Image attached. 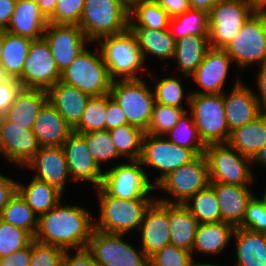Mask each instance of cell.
<instances>
[{
  "instance_id": "6da1fadb",
  "label": "cell",
  "mask_w": 266,
  "mask_h": 266,
  "mask_svg": "<svg viewBox=\"0 0 266 266\" xmlns=\"http://www.w3.org/2000/svg\"><path fill=\"white\" fill-rule=\"evenodd\" d=\"M91 216L85 208L70 204L63 206L60 201L47 213L38 217L34 239L64 250L86 249L95 229Z\"/></svg>"
},
{
  "instance_id": "7a4b0ae2",
  "label": "cell",
  "mask_w": 266,
  "mask_h": 266,
  "mask_svg": "<svg viewBox=\"0 0 266 266\" xmlns=\"http://www.w3.org/2000/svg\"><path fill=\"white\" fill-rule=\"evenodd\" d=\"M100 206L99 220L94 228L109 234H126L139 230L144 213L155 199H118L102 187L97 188Z\"/></svg>"
},
{
  "instance_id": "3957f363",
  "label": "cell",
  "mask_w": 266,
  "mask_h": 266,
  "mask_svg": "<svg viewBox=\"0 0 266 266\" xmlns=\"http://www.w3.org/2000/svg\"><path fill=\"white\" fill-rule=\"evenodd\" d=\"M78 26L91 43L129 29V7L123 0H85Z\"/></svg>"
},
{
  "instance_id": "277c9868",
  "label": "cell",
  "mask_w": 266,
  "mask_h": 266,
  "mask_svg": "<svg viewBox=\"0 0 266 266\" xmlns=\"http://www.w3.org/2000/svg\"><path fill=\"white\" fill-rule=\"evenodd\" d=\"M103 40V41H102ZM99 49L113 80L141 78L145 61L138 47L135 35L128 29L117 35H108L97 40Z\"/></svg>"
},
{
  "instance_id": "5b68a950",
  "label": "cell",
  "mask_w": 266,
  "mask_h": 266,
  "mask_svg": "<svg viewBox=\"0 0 266 266\" xmlns=\"http://www.w3.org/2000/svg\"><path fill=\"white\" fill-rule=\"evenodd\" d=\"M186 101L203 143H228L231 133L226 122L223 93L189 94Z\"/></svg>"
},
{
  "instance_id": "8992f818",
  "label": "cell",
  "mask_w": 266,
  "mask_h": 266,
  "mask_svg": "<svg viewBox=\"0 0 266 266\" xmlns=\"http://www.w3.org/2000/svg\"><path fill=\"white\" fill-rule=\"evenodd\" d=\"M96 50L92 53L85 48L72 64L61 72L60 81L78 88L91 97L110 93L113 79L104 63L100 49Z\"/></svg>"
},
{
  "instance_id": "52a82bcc",
  "label": "cell",
  "mask_w": 266,
  "mask_h": 266,
  "mask_svg": "<svg viewBox=\"0 0 266 266\" xmlns=\"http://www.w3.org/2000/svg\"><path fill=\"white\" fill-rule=\"evenodd\" d=\"M204 155L210 182L241 186H249L253 182L251 159L228 143L206 145Z\"/></svg>"
},
{
  "instance_id": "ba28073f",
  "label": "cell",
  "mask_w": 266,
  "mask_h": 266,
  "mask_svg": "<svg viewBox=\"0 0 266 266\" xmlns=\"http://www.w3.org/2000/svg\"><path fill=\"white\" fill-rule=\"evenodd\" d=\"M238 67L266 62V10H256L240 32L223 48Z\"/></svg>"
},
{
  "instance_id": "9c48e42d",
  "label": "cell",
  "mask_w": 266,
  "mask_h": 266,
  "mask_svg": "<svg viewBox=\"0 0 266 266\" xmlns=\"http://www.w3.org/2000/svg\"><path fill=\"white\" fill-rule=\"evenodd\" d=\"M110 95L126 114L128 124L146 131L155 105L149 85L142 78L113 80Z\"/></svg>"
},
{
  "instance_id": "30bf717a",
  "label": "cell",
  "mask_w": 266,
  "mask_h": 266,
  "mask_svg": "<svg viewBox=\"0 0 266 266\" xmlns=\"http://www.w3.org/2000/svg\"><path fill=\"white\" fill-rule=\"evenodd\" d=\"M256 10L247 0L217 2L209 12V47H226Z\"/></svg>"
},
{
  "instance_id": "8fae6325",
  "label": "cell",
  "mask_w": 266,
  "mask_h": 266,
  "mask_svg": "<svg viewBox=\"0 0 266 266\" xmlns=\"http://www.w3.org/2000/svg\"><path fill=\"white\" fill-rule=\"evenodd\" d=\"M101 187L118 199H156L148 195L155 189L139 160L117 164L104 172Z\"/></svg>"
},
{
  "instance_id": "7c38bea8",
  "label": "cell",
  "mask_w": 266,
  "mask_h": 266,
  "mask_svg": "<svg viewBox=\"0 0 266 266\" xmlns=\"http://www.w3.org/2000/svg\"><path fill=\"white\" fill-rule=\"evenodd\" d=\"M208 164L204 154L170 172L156 186L175 199H156L163 203L185 204L193 195L209 185ZM169 199V200H168Z\"/></svg>"
},
{
  "instance_id": "4fadbf2b",
  "label": "cell",
  "mask_w": 266,
  "mask_h": 266,
  "mask_svg": "<svg viewBox=\"0 0 266 266\" xmlns=\"http://www.w3.org/2000/svg\"><path fill=\"white\" fill-rule=\"evenodd\" d=\"M123 236L94 229L86 249L99 266H149L144 251L122 240Z\"/></svg>"
},
{
  "instance_id": "5bb4252c",
  "label": "cell",
  "mask_w": 266,
  "mask_h": 266,
  "mask_svg": "<svg viewBox=\"0 0 266 266\" xmlns=\"http://www.w3.org/2000/svg\"><path fill=\"white\" fill-rule=\"evenodd\" d=\"M197 155L190 149L175 145L164 136L144 134L140 162L142 166L153 167L161 174L155 178L156 186L170 172L194 160Z\"/></svg>"
},
{
  "instance_id": "9a60e30c",
  "label": "cell",
  "mask_w": 266,
  "mask_h": 266,
  "mask_svg": "<svg viewBox=\"0 0 266 266\" xmlns=\"http://www.w3.org/2000/svg\"><path fill=\"white\" fill-rule=\"evenodd\" d=\"M61 78L50 46L44 37L31 41L21 77L22 88L48 91Z\"/></svg>"
},
{
  "instance_id": "2e32d148",
  "label": "cell",
  "mask_w": 266,
  "mask_h": 266,
  "mask_svg": "<svg viewBox=\"0 0 266 266\" xmlns=\"http://www.w3.org/2000/svg\"><path fill=\"white\" fill-rule=\"evenodd\" d=\"M43 37L60 72L69 67L91 42L78 25L48 23Z\"/></svg>"
},
{
  "instance_id": "e0dca14e",
  "label": "cell",
  "mask_w": 266,
  "mask_h": 266,
  "mask_svg": "<svg viewBox=\"0 0 266 266\" xmlns=\"http://www.w3.org/2000/svg\"><path fill=\"white\" fill-rule=\"evenodd\" d=\"M33 130L23 129L21 126L0 117V153L9 162L25 167L39 151Z\"/></svg>"
},
{
  "instance_id": "ac0fdd59",
  "label": "cell",
  "mask_w": 266,
  "mask_h": 266,
  "mask_svg": "<svg viewBox=\"0 0 266 266\" xmlns=\"http://www.w3.org/2000/svg\"><path fill=\"white\" fill-rule=\"evenodd\" d=\"M68 164L70 179L73 181H88L100 188L104 172L89 152L85 139L73 132L62 144Z\"/></svg>"
},
{
  "instance_id": "d6986e66",
  "label": "cell",
  "mask_w": 266,
  "mask_h": 266,
  "mask_svg": "<svg viewBox=\"0 0 266 266\" xmlns=\"http://www.w3.org/2000/svg\"><path fill=\"white\" fill-rule=\"evenodd\" d=\"M140 231L141 248L148 258L170 244L169 203L155 199L144 213Z\"/></svg>"
},
{
  "instance_id": "ffe728a7",
  "label": "cell",
  "mask_w": 266,
  "mask_h": 266,
  "mask_svg": "<svg viewBox=\"0 0 266 266\" xmlns=\"http://www.w3.org/2000/svg\"><path fill=\"white\" fill-rule=\"evenodd\" d=\"M232 59L222 48L209 47L202 63L191 75L202 89L190 94H222Z\"/></svg>"
},
{
  "instance_id": "44dd1931",
  "label": "cell",
  "mask_w": 266,
  "mask_h": 266,
  "mask_svg": "<svg viewBox=\"0 0 266 266\" xmlns=\"http://www.w3.org/2000/svg\"><path fill=\"white\" fill-rule=\"evenodd\" d=\"M236 80L231 92L228 95L223 93L226 122L230 133L254 120L264 111L260 107L256 93L239 78Z\"/></svg>"
},
{
  "instance_id": "7402d4cb",
  "label": "cell",
  "mask_w": 266,
  "mask_h": 266,
  "mask_svg": "<svg viewBox=\"0 0 266 266\" xmlns=\"http://www.w3.org/2000/svg\"><path fill=\"white\" fill-rule=\"evenodd\" d=\"M28 167L36 170L34 178L56 187L61 192H64L67 180L71 181L62 146L40 147L25 166Z\"/></svg>"
},
{
  "instance_id": "603a6c76",
  "label": "cell",
  "mask_w": 266,
  "mask_h": 266,
  "mask_svg": "<svg viewBox=\"0 0 266 266\" xmlns=\"http://www.w3.org/2000/svg\"><path fill=\"white\" fill-rule=\"evenodd\" d=\"M214 190L219 209L221 221L238 227L244 218L248 202L255 195L250 186L230 185L209 182Z\"/></svg>"
},
{
  "instance_id": "cb8c5ba5",
  "label": "cell",
  "mask_w": 266,
  "mask_h": 266,
  "mask_svg": "<svg viewBox=\"0 0 266 266\" xmlns=\"http://www.w3.org/2000/svg\"><path fill=\"white\" fill-rule=\"evenodd\" d=\"M48 101L73 129L80 122L90 95L78 88L58 81L48 91Z\"/></svg>"
},
{
  "instance_id": "d4e9b609",
  "label": "cell",
  "mask_w": 266,
  "mask_h": 266,
  "mask_svg": "<svg viewBox=\"0 0 266 266\" xmlns=\"http://www.w3.org/2000/svg\"><path fill=\"white\" fill-rule=\"evenodd\" d=\"M33 133L40 147L62 146L73 133V128L65 122L54 106L47 101L36 118Z\"/></svg>"
},
{
  "instance_id": "484cf974",
  "label": "cell",
  "mask_w": 266,
  "mask_h": 266,
  "mask_svg": "<svg viewBox=\"0 0 266 266\" xmlns=\"http://www.w3.org/2000/svg\"><path fill=\"white\" fill-rule=\"evenodd\" d=\"M47 24L48 19L34 0H17L6 31L35 40L43 37Z\"/></svg>"
},
{
  "instance_id": "4316f807",
  "label": "cell",
  "mask_w": 266,
  "mask_h": 266,
  "mask_svg": "<svg viewBox=\"0 0 266 266\" xmlns=\"http://www.w3.org/2000/svg\"><path fill=\"white\" fill-rule=\"evenodd\" d=\"M47 101V91L22 88L4 117L23 129L33 130L36 118Z\"/></svg>"
},
{
  "instance_id": "83f0119b",
  "label": "cell",
  "mask_w": 266,
  "mask_h": 266,
  "mask_svg": "<svg viewBox=\"0 0 266 266\" xmlns=\"http://www.w3.org/2000/svg\"><path fill=\"white\" fill-rule=\"evenodd\" d=\"M235 266H266V234L235 227Z\"/></svg>"
},
{
  "instance_id": "f1b7e54d",
  "label": "cell",
  "mask_w": 266,
  "mask_h": 266,
  "mask_svg": "<svg viewBox=\"0 0 266 266\" xmlns=\"http://www.w3.org/2000/svg\"><path fill=\"white\" fill-rule=\"evenodd\" d=\"M266 142V111L231 132L228 144L250 159Z\"/></svg>"
},
{
  "instance_id": "f546056e",
  "label": "cell",
  "mask_w": 266,
  "mask_h": 266,
  "mask_svg": "<svg viewBox=\"0 0 266 266\" xmlns=\"http://www.w3.org/2000/svg\"><path fill=\"white\" fill-rule=\"evenodd\" d=\"M234 230L233 225L222 221L199 224L192 247V255L199 252L218 255L219 252L225 250L224 248L229 244L230 239H233Z\"/></svg>"
},
{
  "instance_id": "4dcf8cb0",
  "label": "cell",
  "mask_w": 266,
  "mask_h": 266,
  "mask_svg": "<svg viewBox=\"0 0 266 266\" xmlns=\"http://www.w3.org/2000/svg\"><path fill=\"white\" fill-rule=\"evenodd\" d=\"M170 244L192 253L198 221L184 204L169 203Z\"/></svg>"
},
{
  "instance_id": "1f68e13d",
  "label": "cell",
  "mask_w": 266,
  "mask_h": 266,
  "mask_svg": "<svg viewBox=\"0 0 266 266\" xmlns=\"http://www.w3.org/2000/svg\"><path fill=\"white\" fill-rule=\"evenodd\" d=\"M31 39L3 31V52L1 58V77L19 79Z\"/></svg>"
},
{
  "instance_id": "d6a6232c",
  "label": "cell",
  "mask_w": 266,
  "mask_h": 266,
  "mask_svg": "<svg viewBox=\"0 0 266 266\" xmlns=\"http://www.w3.org/2000/svg\"><path fill=\"white\" fill-rule=\"evenodd\" d=\"M129 29L137 39L144 61L147 59L146 54L162 58L163 61L173 59L176 41L169 29L152 30L147 27H129Z\"/></svg>"
},
{
  "instance_id": "836d02e7",
  "label": "cell",
  "mask_w": 266,
  "mask_h": 266,
  "mask_svg": "<svg viewBox=\"0 0 266 266\" xmlns=\"http://www.w3.org/2000/svg\"><path fill=\"white\" fill-rule=\"evenodd\" d=\"M208 48V36L189 35L176 40L173 59L176 61L178 70L186 78H191V75L202 63Z\"/></svg>"
},
{
  "instance_id": "e575fe53",
  "label": "cell",
  "mask_w": 266,
  "mask_h": 266,
  "mask_svg": "<svg viewBox=\"0 0 266 266\" xmlns=\"http://www.w3.org/2000/svg\"><path fill=\"white\" fill-rule=\"evenodd\" d=\"M18 193L37 217L47 213L62 200L61 191L34 177L27 186L18 182Z\"/></svg>"
},
{
  "instance_id": "d590c367",
  "label": "cell",
  "mask_w": 266,
  "mask_h": 266,
  "mask_svg": "<svg viewBox=\"0 0 266 266\" xmlns=\"http://www.w3.org/2000/svg\"><path fill=\"white\" fill-rule=\"evenodd\" d=\"M169 20L170 16L154 0H141L129 7V27L166 30Z\"/></svg>"
},
{
  "instance_id": "8d00e7d4",
  "label": "cell",
  "mask_w": 266,
  "mask_h": 266,
  "mask_svg": "<svg viewBox=\"0 0 266 266\" xmlns=\"http://www.w3.org/2000/svg\"><path fill=\"white\" fill-rule=\"evenodd\" d=\"M168 29L175 41L189 35L208 36L209 13L204 10L189 9L170 17Z\"/></svg>"
},
{
  "instance_id": "74e56055",
  "label": "cell",
  "mask_w": 266,
  "mask_h": 266,
  "mask_svg": "<svg viewBox=\"0 0 266 266\" xmlns=\"http://www.w3.org/2000/svg\"><path fill=\"white\" fill-rule=\"evenodd\" d=\"M0 218L27 231L34 238L38 227V217L18 192L3 208Z\"/></svg>"
},
{
  "instance_id": "f35d334b",
  "label": "cell",
  "mask_w": 266,
  "mask_h": 266,
  "mask_svg": "<svg viewBox=\"0 0 266 266\" xmlns=\"http://www.w3.org/2000/svg\"><path fill=\"white\" fill-rule=\"evenodd\" d=\"M121 158L140 160L145 131L134 125H122L109 131Z\"/></svg>"
},
{
  "instance_id": "ab89813d",
  "label": "cell",
  "mask_w": 266,
  "mask_h": 266,
  "mask_svg": "<svg viewBox=\"0 0 266 266\" xmlns=\"http://www.w3.org/2000/svg\"><path fill=\"white\" fill-rule=\"evenodd\" d=\"M189 113L186 111L177 124L164 137L177 146L192 150L197 156L202 155L206 145L199 137L192 115H187Z\"/></svg>"
},
{
  "instance_id": "60d3db41",
  "label": "cell",
  "mask_w": 266,
  "mask_h": 266,
  "mask_svg": "<svg viewBox=\"0 0 266 266\" xmlns=\"http://www.w3.org/2000/svg\"><path fill=\"white\" fill-rule=\"evenodd\" d=\"M184 205L199 224L221 222L219 204L214 190L209 185L193 195Z\"/></svg>"
},
{
  "instance_id": "b9f144b4",
  "label": "cell",
  "mask_w": 266,
  "mask_h": 266,
  "mask_svg": "<svg viewBox=\"0 0 266 266\" xmlns=\"http://www.w3.org/2000/svg\"><path fill=\"white\" fill-rule=\"evenodd\" d=\"M107 94L92 96L88 100L82 118L73 132L81 134L106 130Z\"/></svg>"
},
{
  "instance_id": "7bdbcfd3",
  "label": "cell",
  "mask_w": 266,
  "mask_h": 266,
  "mask_svg": "<svg viewBox=\"0 0 266 266\" xmlns=\"http://www.w3.org/2000/svg\"><path fill=\"white\" fill-rule=\"evenodd\" d=\"M86 141L90 154L100 164L120 158L109 130H99L80 134Z\"/></svg>"
},
{
  "instance_id": "ee69618b",
  "label": "cell",
  "mask_w": 266,
  "mask_h": 266,
  "mask_svg": "<svg viewBox=\"0 0 266 266\" xmlns=\"http://www.w3.org/2000/svg\"><path fill=\"white\" fill-rule=\"evenodd\" d=\"M186 112L184 108L171 107L155 103L152 117L145 133L165 136Z\"/></svg>"
},
{
  "instance_id": "f6af8a7d",
  "label": "cell",
  "mask_w": 266,
  "mask_h": 266,
  "mask_svg": "<svg viewBox=\"0 0 266 266\" xmlns=\"http://www.w3.org/2000/svg\"><path fill=\"white\" fill-rule=\"evenodd\" d=\"M34 238L0 218V257L7 256L28 246Z\"/></svg>"
},
{
  "instance_id": "bcb514c9",
  "label": "cell",
  "mask_w": 266,
  "mask_h": 266,
  "mask_svg": "<svg viewBox=\"0 0 266 266\" xmlns=\"http://www.w3.org/2000/svg\"><path fill=\"white\" fill-rule=\"evenodd\" d=\"M155 103L171 107L183 108L184 89L180 79L177 77H165L157 83L153 82Z\"/></svg>"
},
{
  "instance_id": "7dc6e473",
  "label": "cell",
  "mask_w": 266,
  "mask_h": 266,
  "mask_svg": "<svg viewBox=\"0 0 266 266\" xmlns=\"http://www.w3.org/2000/svg\"><path fill=\"white\" fill-rule=\"evenodd\" d=\"M65 250L33 239L31 242L30 266H60Z\"/></svg>"
},
{
  "instance_id": "c3c4849f",
  "label": "cell",
  "mask_w": 266,
  "mask_h": 266,
  "mask_svg": "<svg viewBox=\"0 0 266 266\" xmlns=\"http://www.w3.org/2000/svg\"><path fill=\"white\" fill-rule=\"evenodd\" d=\"M192 256L191 252L168 244L149 258V266H191Z\"/></svg>"
},
{
  "instance_id": "681fc988",
  "label": "cell",
  "mask_w": 266,
  "mask_h": 266,
  "mask_svg": "<svg viewBox=\"0 0 266 266\" xmlns=\"http://www.w3.org/2000/svg\"><path fill=\"white\" fill-rule=\"evenodd\" d=\"M85 0H58L54 13L48 23L78 25L84 8Z\"/></svg>"
},
{
  "instance_id": "f907efd6",
  "label": "cell",
  "mask_w": 266,
  "mask_h": 266,
  "mask_svg": "<svg viewBox=\"0 0 266 266\" xmlns=\"http://www.w3.org/2000/svg\"><path fill=\"white\" fill-rule=\"evenodd\" d=\"M256 233L266 234V206L253 196L248 202L242 223L238 226Z\"/></svg>"
},
{
  "instance_id": "816d5d0a",
  "label": "cell",
  "mask_w": 266,
  "mask_h": 266,
  "mask_svg": "<svg viewBox=\"0 0 266 266\" xmlns=\"http://www.w3.org/2000/svg\"><path fill=\"white\" fill-rule=\"evenodd\" d=\"M21 89L17 79L0 77V117L4 116Z\"/></svg>"
},
{
  "instance_id": "f5cc1de1",
  "label": "cell",
  "mask_w": 266,
  "mask_h": 266,
  "mask_svg": "<svg viewBox=\"0 0 266 266\" xmlns=\"http://www.w3.org/2000/svg\"><path fill=\"white\" fill-rule=\"evenodd\" d=\"M128 119L120 105L107 94L106 130H112L122 125H127Z\"/></svg>"
},
{
  "instance_id": "db71d44e",
  "label": "cell",
  "mask_w": 266,
  "mask_h": 266,
  "mask_svg": "<svg viewBox=\"0 0 266 266\" xmlns=\"http://www.w3.org/2000/svg\"><path fill=\"white\" fill-rule=\"evenodd\" d=\"M75 252L72 256L69 250H65L60 266H99L87 249L75 250Z\"/></svg>"
},
{
  "instance_id": "11a10c76",
  "label": "cell",
  "mask_w": 266,
  "mask_h": 266,
  "mask_svg": "<svg viewBox=\"0 0 266 266\" xmlns=\"http://www.w3.org/2000/svg\"><path fill=\"white\" fill-rule=\"evenodd\" d=\"M31 243L14 253L0 257V266H30Z\"/></svg>"
},
{
  "instance_id": "9f6ffc18",
  "label": "cell",
  "mask_w": 266,
  "mask_h": 266,
  "mask_svg": "<svg viewBox=\"0 0 266 266\" xmlns=\"http://www.w3.org/2000/svg\"><path fill=\"white\" fill-rule=\"evenodd\" d=\"M18 192V182L0 173V215L3 208Z\"/></svg>"
},
{
  "instance_id": "6f0895ef",
  "label": "cell",
  "mask_w": 266,
  "mask_h": 266,
  "mask_svg": "<svg viewBox=\"0 0 266 266\" xmlns=\"http://www.w3.org/2000/svg\"><path fill=\"white\" fill-rule=\"evenodd\" d=\"M170 17L191 9L189 0H154Z\"/></svg>"
},
{
  "instance_id": "680465c9",
  "label": "cell",
  "mask_w": 266,
  "mask_h": 266,
  "mask_svg": "<svg viewBox=\"0 0 266 266\" xmlns=\"http://www.w3.org/2000/svg\"><path fill=\"white\" fill-rule=\"evenodd\" d=\"M16 2L17 0H0V31H6L15 11Z\"/></svg>"
},
{
  "instance_id": "91938a15",
  "label": "cell",
  "mask_w": 266,
  "mask_h": 266,
  "mask_svg": "<svg viewBox=\"0 0 266 266\" xmlns=\"http://www.w3.org/2000/svg\"><path fill=\"white\" fill-rule=\"evenodd\" d=\"M260 71L257 75V87L260 94V96H258V94H256V98L259 101L260 107L266 111V62L263 65H260Z\"/></svg>"
},
{
  "instance_id": "94428289",
  "label": "cell",
  "mask_w": 266,
  "mask_h": 266,
  "mask_svg": "<svg viewBox=\"0 0 266 266\" xmlns=\"http://www.w3.org/2000/svg\"><path fill=\"white\" fill-rule=\"evenodd\" d=\"M38 6L40 7L43 15L48 19L56 8V4L58 0H34Z\"/></svg>"
},
{
  "instance_id": "6125c7cd",
  "label": "cell",
  "mask_w": 266,
  "mask_h": 266,
  "mask_svg": "<svg viewBox=\"0 0 266 266\" xmlns=\"http://www.w3.org/2000/svg\"><path fill=\"white\" fill-rule=\"evenodd\" d=\"M221 0H189L191 9L204 10L208 13L212 7Z\"/></svg>"
},
{
  "instance_id": "be15d7a7",
  "label": "cell",
  "mask_w": 266,
  "mask_h": 266,
  "mask_svg": "<svg viewBox=\"0 0 266 266\" xmlns=\"http://www.w3.org/2000/svg\"><path fill=\"white\" fill-rule=\"evenodd\" d=\"M251 163L261 164L266 167V142L260 148V150L252 157Z\"/></svg>"
},
{
  "instance_id": "e7e4bbea",
  "label": "cell",
  "mask_w": 266,
  "mask_h": 266,
  "mask_svg": "<svg viewBox=\"0 0 266 266\" xmlns=\"http://www.w3.org/2000/svg\"><path fill=\"white\" fill-rule=\"evenodd\" d=\"M250 2L257 10H266V0H247Z\"/></svg>"
},
{
  "instance_id": "03108f58",
  "label": "cell",
  "mask_w": 266,
  "mask_h": 266,
  "mask_svg": "<svg viewBox=\"0 0 266 266\" xmlns=\"http://www.w3.org/2000/svg\"><path fill=\"white\" fill-rule=\"evenodd\" d=\"M3 52V31H0V77H1V58Z\"/></svg>"
},
{
  "instance_id": "003e7915",
  "label": "cell",
  "mask_w": 266,
  "mask_h": 266,
  "mask_svg": "<svg viewBox=\"0 0 266 266\" xmlns=\"http://www.w3.org/2000/svg\"><path fill=\"white\" fill-rule=\"evenodd\" d=\"M191 266H222V265L211 264V263H210V264H209V263H202V262L197 263V262H195V261L193 260Z\"/></svg>"
},
{
  "instance_id": "a7ac6f4b",
  "label": "cell",
  "mask_w": 266,
  "mask_h": 266,
  "mask_svg": "<svg viewBox=\"0 0 266 266\" xmlns=\"http://www.w3.org/2000/svg\"><path fill=\"white\" fill-rule=\"evenodd\" d=\"M128 7H130L133 3L141 1V0H123Z\"/></svg>"
},
{
  "instance_id": "89a4df30",
  "label": "cell",
  "mask_w": 266,
  "mask_h": 266,
  "mask_svg": "<svg viewBox=\"0 0 266 266\" xmlns=\"http://www.w3.org/2000/svg\"><path fill=\"white\" fill-rule=\"evenodd\" d=\"M260 200L264 203V205L266 206V190H265V192H264V195H263V197H262V199H261V197H260Z\"/></svg>"
}]
</instances>
